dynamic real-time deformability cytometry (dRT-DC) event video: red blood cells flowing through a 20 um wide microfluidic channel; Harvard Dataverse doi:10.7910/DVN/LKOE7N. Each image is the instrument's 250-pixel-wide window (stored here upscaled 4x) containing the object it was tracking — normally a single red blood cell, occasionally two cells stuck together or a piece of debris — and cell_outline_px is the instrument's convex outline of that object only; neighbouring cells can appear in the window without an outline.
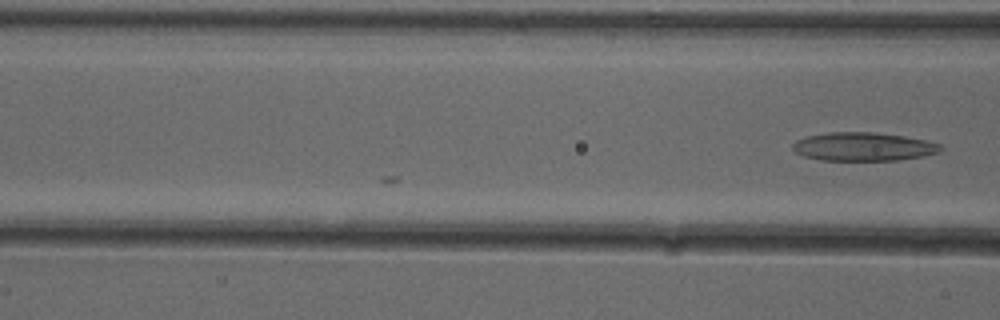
{"species": "common noctule bat (a hibernating species)", "species_latin": "Nyctalus noctula", "temperature_condition": "cold", "stored_images_in_passage": 5, "camera_frame_rate_fps": 3000, "um_per_image_px": 0.085, "animal": {"sex": "female"}, "frame": {"image": 1, "passage_image": 5, "time_ms": 1.333, "image_size_px": [1000, 320], "cell_outline_px": [[944, 148], [940, 152], [924, 156], [896, 160], [820, 160], [804, 156], [796, 152], [792, 148], [792, 144], [796, 140], [808, 136], [828, 132], [872, 132], [904, 136], [924, 140], [940, 144]], "centroid_in_image_um": [73.39, 12.46], "position_along_channel_um": 93.2, "area_um2": 24.51}}